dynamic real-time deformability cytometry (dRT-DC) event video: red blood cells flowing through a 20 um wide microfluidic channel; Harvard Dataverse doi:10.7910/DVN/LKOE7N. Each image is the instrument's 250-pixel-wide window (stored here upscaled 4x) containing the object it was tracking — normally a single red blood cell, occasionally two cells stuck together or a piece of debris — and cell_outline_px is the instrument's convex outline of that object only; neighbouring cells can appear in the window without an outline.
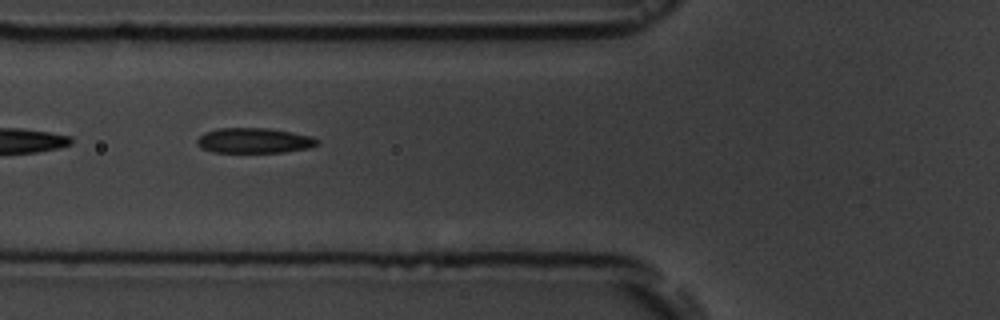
{"species": "common noctule bat (a hibernating species)", "species_latin": "Nyctalus noctula", "temperature_condition": "room temperature", "stored_images_in_passage": 5, "camera_frame_rate_fps": 3000, "um_per_image_px": 0.085, "animal": {"sex": "male", "body_mass_g": 19.5, "forearm_length_mm": 54.6}, "frame": {"image": 1, "passage_image": 4, "time_ms": 3.333, "image_size_px": [1000, 320], "cell_outline_px": [[320, 144], [308, 148], [284, 152], [212, 152], [200, 148], [196, 144], [196, 140], [204, 132], [220, 128], [268, 128], [292, 132], [312, 136], [320, 140]], "centroid_in_image_um": [21.61, 11.95], "position_along_channel_um": 104.2, "area_um2": 17.8}}
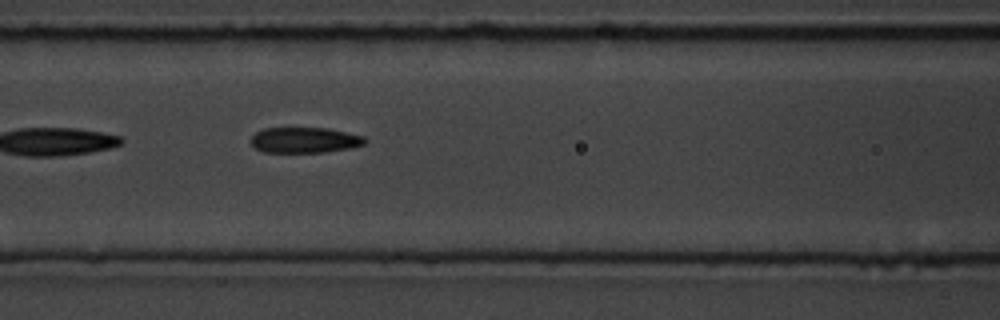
{"frame": {"image": 2, "passage_image": 5, "time_ms": 4.333, "image_size_px": [1000, 320], "cell_outline_px": [[368, 140], [364, 144], [352, 148], [324, 152], [264, 152], [256, 148], [252, 144], [252, 136], [256, 132], [264, 128], [328, 128], [364, 136]], "centroid_in_image_um": [25.93, 11.9], "position_along_channel_um": 140.7, "area_um2": 16.99}}